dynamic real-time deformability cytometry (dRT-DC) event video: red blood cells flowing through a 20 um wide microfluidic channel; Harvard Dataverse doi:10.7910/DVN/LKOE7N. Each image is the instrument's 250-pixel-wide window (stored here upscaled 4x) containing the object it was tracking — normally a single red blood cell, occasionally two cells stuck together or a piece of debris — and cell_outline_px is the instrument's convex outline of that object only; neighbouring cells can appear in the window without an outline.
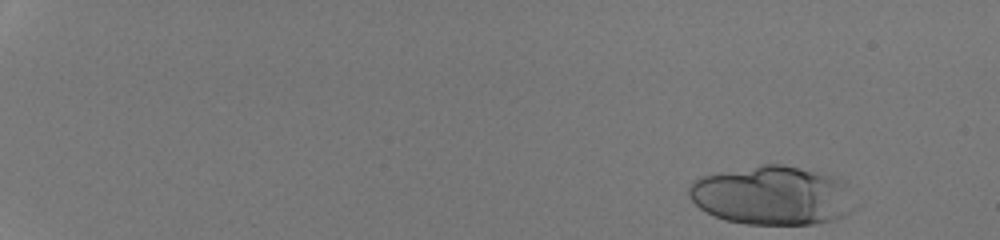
{"species": "human", "species_latin": "Homo sapiens", "temperature_condition": "room temperature", "stored_images_in_passage": 39, "segment_of_instrument_passage": [1, 2], "camera_frame_rate_fps": 3000, "um_per_image_px": 0.085, "donor": {"sex": "male"}, "frame": {"image": 1, "passage_image": 1, "time_ms": 0.0, "image_size_px": [1000, 240], "cell_outline_px": [[852, 208], [844, 216], [832, 220], [812, 224], [748, 224], [724, 220], [700, 208], [688, 196], [688, 188], [692, 180], [700, 176], [760, 164], [784, 164], [828, 172], [840, 176], [848, 180]], "centroid_in_image_um": [65.68, 16.58], "position_along_channel_um": 19.3, "area_um2": 57.8}}
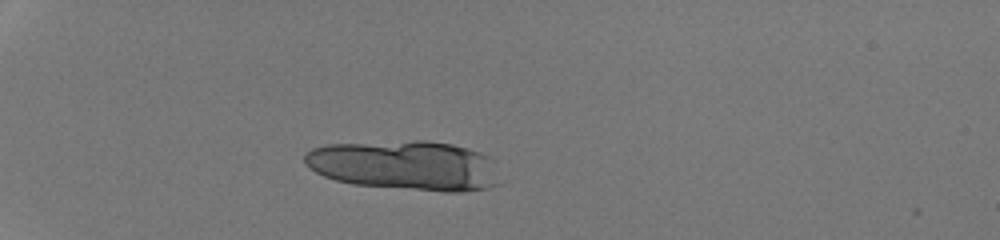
{"frame": {"image": 2, "passage_image": 13, "time_ms": 4.0, "image_size_px": [1000, 240], "cell_outline_px": [[496, 184], [488, 188], [460, 192], [444, 192], [352, 184], [336, 180], [324, 176], [308, 168], [304, 164], [304, 152], [312, 148], [328, 144], [412, 140], [424, 140], [452, 144], [468, 148], [492, 156]], "centroid_in_image_um": [34.38, 14.05], "position_along_channel_um": 50.6, "area_um2": 56.76}}